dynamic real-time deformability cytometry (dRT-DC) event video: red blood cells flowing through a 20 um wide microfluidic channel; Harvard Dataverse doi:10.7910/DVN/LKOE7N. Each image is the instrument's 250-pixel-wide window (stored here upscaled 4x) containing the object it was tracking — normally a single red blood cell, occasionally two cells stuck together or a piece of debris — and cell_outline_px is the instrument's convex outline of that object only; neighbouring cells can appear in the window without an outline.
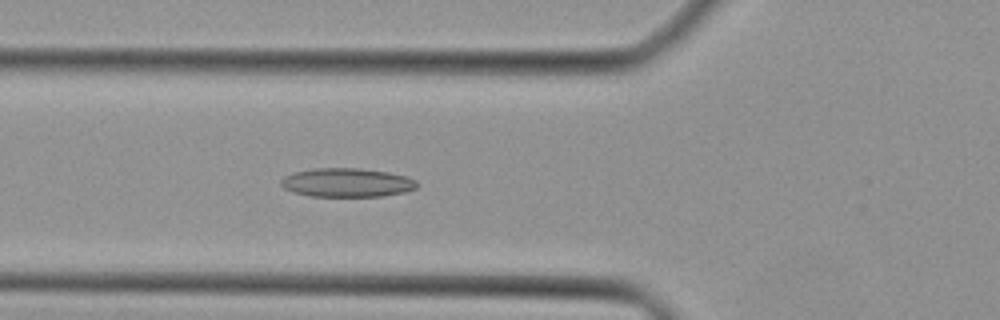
{"species": "Egyptian fruit bat (a non-hibernating species)", "species_latin": "Rousettus aegyptiacus", "temperature_condition": "cold", "stored_images_in_passage": 35, "camera_frame_rate_fps": 3000, "um_per_image_px": 0.085, "animal": {"sex": "female"}, "frame": {"image": 1, "passage_image": 7, "time_ms": 2.0, "image_size_px": [1000, 320], "cell_outline_px": [[416, 188], [404, 192], [384, 196], [308, 196], [292, 192], [284, 188], [280, 184], [280, 180], [284, 176], [296, 172], [316, 168], [360, 168], [388, 172], [408, 176], [416, 180]], "centroid_in_image_um": [29.48, 15.52], "position_along_channel_um": 96.3, "area_um2": 22.89}}
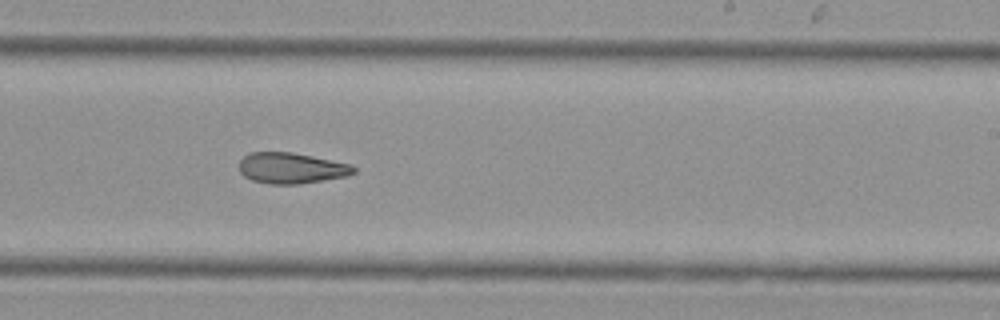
{"frame": {"image": 2, "passage_image": 18, "time_ms": 5.667, "image_size_px": [1000, 320], "cell_outline_px": [[356, 172], [348, 176], [296, 184], [268, 184], [252, 180], [244, 176], [240, 172], [240, 160], [244, 156], [252, 152], [292, 152], [352, 164], [356, 168]], "centroid_in_image_um": [24.78, 14.29], "position_along_channel_um": 264.2, "area_um2": 20.58}}
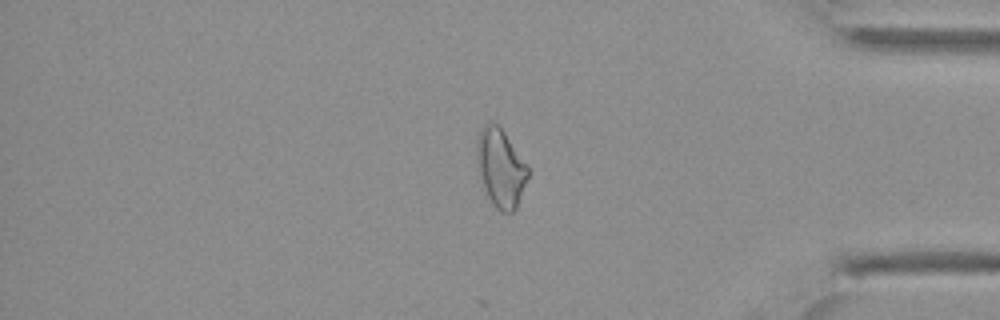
{"frame": {"image": 3, "passage_image": 28, "time_ms": 9.0, "image_size_px": [1000, 320], "cell_outline_px": [[528, 176], [516, 208], [512, 212], [500, 212], [492, 204], [488, 196], [480, 176], [476, 164], [476, 136], [480, 128], [488, 120], [496, 124], [504, 132], [528, 168]], "centroid_in_image_um": [42.5, 14.24], "position_along_channel_um": 392.7, "area_um2": 23.12}}